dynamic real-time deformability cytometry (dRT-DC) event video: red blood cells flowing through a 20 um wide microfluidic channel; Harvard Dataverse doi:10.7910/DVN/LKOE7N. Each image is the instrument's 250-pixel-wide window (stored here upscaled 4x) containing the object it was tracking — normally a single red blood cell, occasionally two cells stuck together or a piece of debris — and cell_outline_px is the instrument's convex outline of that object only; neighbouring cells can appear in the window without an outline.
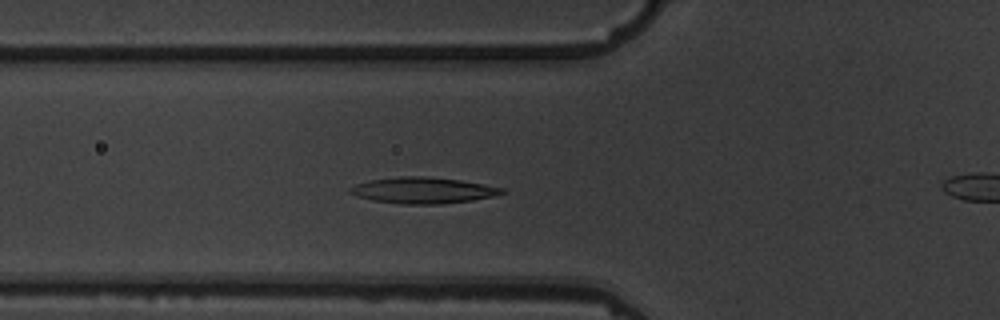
{"species": "common noctule bat (a hibernating species)", "species_latin": "Nyctalus noctula", "temperature_condition": "warm", "stored_images_in_passage": 5, "camera_frame_rate_fps": 3000, "um_per_image_px": 0.085, "animal": {"sex": "male", "body_mass_g": 19.5, "forearm_length_mm": 54.6}, "frame": {"image": 1, "passage_image": 4, "time_ms": 4.333, "image_size_px": [1000, 320], "cell_outline_px": [[508, 192], [492, 196], [472, 200], [440, 204], [400, 204], [372, 200], [356, 196], [348, 192], [348, 188], [356, 184], [372, 180], [400, 176], [424, 176], [460, 180], [484, 184], [504, 188]], "centroid_in_image_um": [35.95, 16.18], "position_along_channel_um": 89.8, "area_um2": 23.12}}